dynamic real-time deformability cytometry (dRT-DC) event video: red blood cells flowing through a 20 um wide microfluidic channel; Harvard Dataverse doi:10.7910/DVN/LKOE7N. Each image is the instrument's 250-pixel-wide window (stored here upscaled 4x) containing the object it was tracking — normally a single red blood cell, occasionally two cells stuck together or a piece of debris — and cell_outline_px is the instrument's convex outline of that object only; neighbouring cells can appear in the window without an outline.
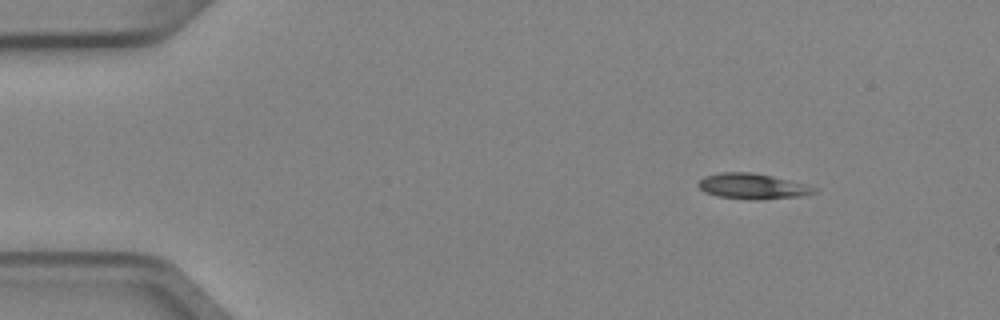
{"species": "Egyptian fruit bat (a non-hibernating species)", "species_latin": "Rousettus aegyptiacus", "temperature_condition": "cold", "stored_images_in_passage": 5, "camera_frame_rate_fps": 3000, "um_per_image_px": 0.085, "animal": {"sex": "female"}, "frame": {"image": 1, "passage_image": 1, "time_ms": 0.0, "image_size_px": [1000, 320], "cell_outline_px": [[816, 192], [800, 196], [756, 200], [752, 200], [716, 196], [704, 192], [696, 184], [704, 176], [720, 172], [752, 172], [772, 176], [804, 184], [816, 188]], "centroid_in_image_um": [63.9, 15.83], "position_along_channel_um": 21.1, "area_um2": 17.17}}
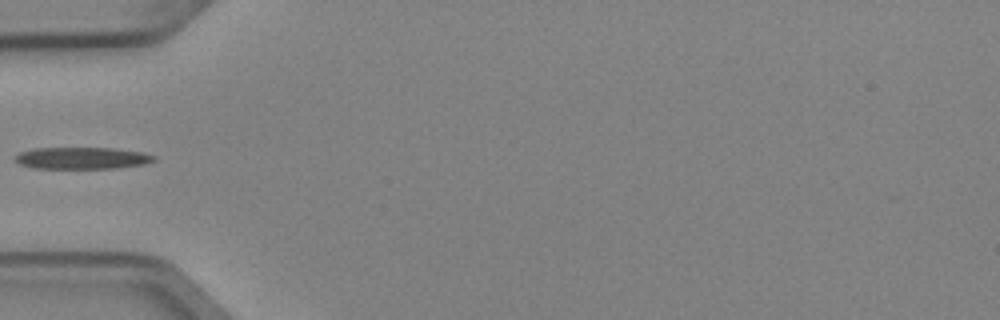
{"frame": {"image": 2, "passage_image": 4, "time_ms": 1.0, "image_size_px": [1000, 320], "cell_outline_px": [[156, 160], [144, 164], [116, 168], [32, 168], [20, 164], [12, 160], [20, 152], [32, 148], [112, 148], [140, 152], [156, 156]], "centroid_in_image_um": [6.93, 13.44], "position_along_channel_um": 78.1, "area_um2": 17.63}}
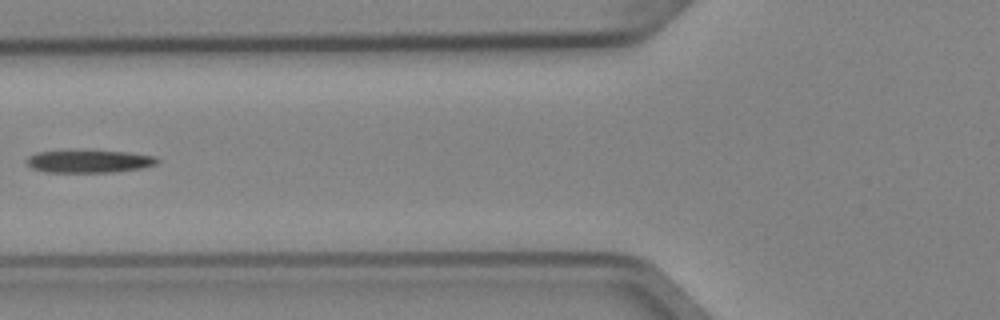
{"frame": {"image": 3, "passage_image": 5, "time_ms": 1.333, "image_size_px": [1000, 320], "cell_outline_px": [[160, 160], [156, 164], [140, 168], [108, 172], [44, 172], [32, 168], [24, 160], [28, 156], [36, 152], [128, 152], [152, 156]], "centroid_in_image_um": [7.52, 13.74], "position_along_channel_um": 118.3, "area_um2": 16.59}}